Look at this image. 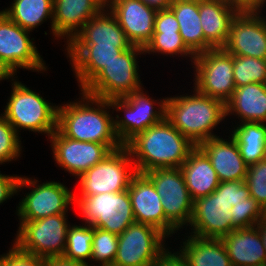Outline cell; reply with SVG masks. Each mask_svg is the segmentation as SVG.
Returning a JSON list of instances; mask_svg holds the SVG:
<instances>
[{"label": "cell", "instance_id": "6da1fadb", "mask_svg": "<svg viewBox=\"0 0 266 266\" xmlns=\"http://www.w3.org/2000/svg\"><path fill=\"white\" fill-rule=\"evenodd\" d=\"M80 91V101L58 105L57 129L73 140L101 143L112 150L122 147L115 132L114 117L109 112L110 101Z\"/></svg>", "mask_w": 266, "mask_h": 266}, {"label": "cell", "instance_id": "7a4b0ae2", "mask_svg": "<svg viewBox=\"0 0 266 266\" xmlns=\"http://www.w3.org/2000/svg\"><path fill=\"white\" fill-rule=\"evenodd\" d=\"M125 146L136 171L145 173L157 168L181 167L196 145L165 118L137 134Z\"/></svg>", "mask_w": 266, "mask_h": 266}, {"label": "cell", "instance_id": "3957f363", "mask_svg": "<svg viewBox=\"0 0 266 266\" xmlns=\"http://www.w3.org/2000/svg\"><path fill=\"white\" fill-rule=\"evenodd\" d=\"M167 97L166 119L193 144L199 145L214 135L213 129L226 118L225 104L199 93Z\"/></svg>", "mask_w": 266, "mask_h": 266}, {"label": "cell", "instance_id": "277c9868", "mask_svg": "<svg viewBox=\"0 0 266 266\" xmlns=\"http://www.w3.org/2000/svg\"><path fill=\"white\" fill-rule=\"evenodd\" d=\"M12 76V91L5 106L6 120L20 135L19 130H29L50 135L57 129L58 106L49 103L40 94Z\"/></svg>", "mask_w": 266, "mask_h": 266}, {"label": "cell", "instance_id": "5b68a950", "mask_svg": "<svg viewBox=\"0 0 266 266\" xmlns=\"http://www.w3.org/2000/svg\"><path fill=\"white\" fill-rule=\"evenodd\" d=\"M144 54V49L133 45L118 58L106 65L82 91L91 96L110 100L122 98L134 91L142 89L138 55Z\"/></svg>", "mask_w": 266, "mask_h": 266}, {"label": "cell", "instance_id": "8992f818", "mask_svg": "<svg viewBox=\"0 0 266 266\" xmlns=\"http://www.w3.org/2000/svg\"><path fill=\"white\" fill-rule=\"evenodd\" d=\"M154 100L143 89L132 92L122 98L110 99L112 111H124V118L116 115L114 128L118 139L125 146L137 134L166 118L167 97ZM157 102V103H156ZM159 108H156L154 106ZM156 108V110H155ZM158 110V111H157Z\"/></svg>", "mask_w": 266, "mask_h": 266}, {"label": "cell", "instance_id": "52a82bcc", "mask_svg": "<svg viewBox=\"0 0 266 266\" xmlns=\"http://www.w3.org/2000/svg\"><path fill=\"white\" fill-rule=\"evenodd\" d=\"M136 173L129 150L122 146L78 177L81 192L80 196L74 197L123 192L128 190L130 181Z\"/></svg>", "mask_w": 266, "mask_h": 266}, {"label": "cell", "instance_id": "ba28073f", "mask_svg": "<svg viewBox=\"0 0 266 266\" xmlns=\"http://www.w3.org/2000/svg\"><path fill=\"white\" fill-rule=\"evenodd\" d=\"M82 221L93 227L120 235L135 221L128 190L74 197Z\"/></svg>", "mask_w": 266, "mask_h": 266}, {"label": "cell", "instance_id": "9c48e42d", "mask_svg": "<svg viewBox=\"0 0 266 266\" xmlns=\"http://www.w3.org/2000/svg\"><path fill=\"white\" fill-rule=\"evenodd\" d=\"M37 182L39 181L34 178L19 177L17 193L22 188H32L17 206L16 212L20 221H34L56 214L68 213L69 205L75 204V194L63 183L46 181L39 184Z\"/></svg>", "mask_w": 266, "mask_h": 266}, {"label": "cell", "instance_id": "30bf717a", "mask_svg": "<svg viewBox=\"0 0 266 266\" xmlns=\"http://www.w3.org/2000/svg\"><path fill=\"white\" fill-rule=\"evenodd\" d=\"M67 217L64 213L34 221H19L14 244L23 252L46 259L63 256L70 226Z\"/></svg>", "mask_w": 266, "mask_h": 266}, {"label": "cell", "instance_id": "8fae6325", "mask_svg": "<svg viewBox=\"0 0 266 266\" xmlns=\"http://www.w3.org/2000/svg\"><path fill=\"white\" fill-rule=\"evenodd\" d=\"M191 62L196 72L194 88L226 104L236 88L233 55L223 48L210 49L197 54Z\"/></svg>", "mask_w": 266, "mask_h": 266}, {"label": "cell", "instance_id": "7c38bea8", "mask_svg": "<svg viewBox=\"0 0 266 266\" xmlns=\"http://www.w3.org/2000/svg\"><path fill=\"white\" fill-rule=\"evenodd\" d=\"M153 183L166 219L177 229L188 226L193 214V200L180 167L157 168L144 173Z\"/></svg>", "mask_w": 266, "mask_h": 266}, {"label": "cell", "instance_id": "4fadbf2b", "mask_svg": "<svg viewBox=\"0 0 266 266\" xmlns=\"http://www.w3.org/2000/svg\"><path fill=\"white\" fill-rule=\"evenodd\" d=\"M30 31L23 29L11 21L0 11V64L12 75H17L20 68L46 71L47 67L42 59ZM16 73V74H15Z\"/></svg>", "mask_w": 266, "mask_h": 266}, {"label": "cell", "instance_id": "5bb4252c", "mask_svg": "<svg viewBox=\"0 0 266 266\" xmlns=\"http://www.w3.org/2000/svg\"><path fill=\"white\" fill-rule=\"evenodd\" d=\"M166 238L158 229L134 222L118 235L117 255L112 266H152L166 250Z\"/></svg>", "mask_w": 266, "mask_h": 266}, {"label": "cell", "instance_id": "9a60e30c", "mask_svg": "<svg viewBox=\"0 0 266 266\" xmlns=\"http://www.w3.org/2000/svg\"><path fill=\"white\" fill-rule=\"evenodd\" d=\"M261 11H239L223 47L231 55L266 59V18Z\"/></svg>", "mask_w": 266, "mask_h": 266}, {"label": "cell", "instance_id": "2e32d148", "mask_svg": "<svg viewBox=\"0 0 266 266\" xmlns=\"http://www.w3.org/2000/svg\"><path fill=\"white\" fill-rule=\"evenodd\" d=\"M49 139L56 163L65 171L77 176L75 178L84 174L113 151L108 145L101 143L70 139L58 129Z\"/></svg>", "mask_w": 266, "mask_h": 266}, {"label": "cell", "instance_id": "e0dca14e", "mask_svg": "<svg viewBox=\"0 0 266 266\" xmlns=\"http://www.w3.org/2000/svg\"><path fill=\"white\" fill-rule=\"evenodd\" d=\"M133 215L137 223L150 225L166 237L177 233V229L166 219L161 197L144 173H136L128 188ZM176 231V232H175Z\"/></svg>", "mask_w": 266, "mask_h": 266}, {"label": "cell", "instance_id": "ac0fdd59", "mask_svg": "<svg viewBox=\"0 0 266 266\" xmlns=\"http://www.w3.org/2000/svg\"><path fill=\"white\" fill-rule=\"evenodd\" d=\"M232 205L214 192L193 202V214L189 226L192 233L201 238L221 239L231 231L232 226ZM194 233V234H193Z\"/></svg>", "mask_w": 266, "mask_h": 266}, {"label": "cell", "instance_id": "d6986e66", "mask_svg": "<svg viewBox=\"0 0 266 266\" xmlns=\"http://www.w3.org/2000/svg\"><path fill=\"white\" fill-rule=\"evenodd\" d=\"M106 6L131 44L144 48L152 39L157 9L140 0H107Z\"/></svg>", "mask_w": 266, "mask_h": 266}, {"label": "cell", "instance_id": "ffe728a7", "mask_svg": "<svg viewBox=\"0 0 266 266\" xmlns=\"http://www.w3.org/2000/svg\"><path fill=\"white\" fill-rule=\"evenodd\" d=\"M72 71L82 90L106 65L130 47L98 44H66ZM72 62V63H71ZM74 69V70H73Z\"/></svg>", "mask_w": 266, "mask_h": 266}, {"label": "cell", "instance_id": "44dd1931", "mask_svg": "<svg viewBox=\"0 0 266 266\" xmlns=\"http://www.w3.org/2000/svg\"><path fill=\"white\" fill-rule=\"evenodd\" d=\"M107 0H53V36L67 44L89 19L101 12Z\"/></svg>", "mask_w": 266, "mask_h": 266}, {"label": "cell", "instance_id": "7402d4cb", "mask_svg": "<svg viewBox=\"0 0 266 266\" xmlns=\"http://www.w3.org/2000/svg\"><path fill=\"white\" fill-rule=\"evenodd\" d=\"M220 137L204 140L197 146L208 156L220 182L245 180L248 165L243 160L235 139L231 136L227 141Z\"/></svg>", "mask_w": 266, "mask_h": 266}, {"label": "cell", "instance_id": "603a6c76", "mask_svg": "<svg viewBox=\"0 0 266 266\" xmlns=\"http://www.w3.org/2000/svg\"><path fill=\"white\" fill-rule=\"evenodd\" d=\"M238 12L230 0H199L204 39L212 49L225 46L231 21Z\"/></svg>", "mask_w": 266, "mask_h": 266}, {"label": "cell", "instance_id": "cb8c5ba5", "mask_svg": "<svg viewBox=\"0 0 266 266\" xmlns=\"http://www.w3.org/2000/svg\"><path fill=\"white\" fill-rule=\"evenodd\" d=\"M221 239L232 266L266 265V251L256 226L235 229Z\"/></svg>", "mask_w": 266, "mask_h": 266}, {"label": "cell", "instance_id": "d4e9b609", "mask_svg": "<svg viewBox=\"0 0 266 266\" xmlns=\"http://www.w3.org/2000/svg\"><path fill=\"white\" fill-rule=\"evenodd\" d=\"M68 44H98L132 47L115 15L106 6L89 19Z\"/></svg>", "mask_w": 266, "mask_h": 266}, {"label": "cell", "instance_id": "484cf974", "mask_svg": "<svg viewBox=\"0 0 266 266\" xmlns=\"http://www.w3.org/2000/svg\"><path fill=\"white\" fill-rule=\"evenodd\" d=\"M192 200L214 192L220 184L208 156L195 146L180 167Z\"/></svg>", "mask_w": 266, "mask_h": 266}, {"label": "cell", "instance_id": "4316f807", "mask_svg": "<svg viewBox=\"0 0 266 266\" xmlns=\"http://www.w3.org/2000/svg\"><path fill=\"white\" fill-rule=\"evenodd\" d=\"M225 108L226 116L236 115L241 123H266V84L251 83L235 88Z\"/></svg>", "mask_w": 266, "mask_h": 266}, {"label": "cell", "instance_id": "83f0119b", "mask_svg": "<svg viewBox=\"0 0 266 266\" xmlns=\"http://www.w3.org/2000/svg\"><path fill=\"white\" fill-rule=\"evenodd\" d=\"M169 8L179 23L185 45L195 54L212 49L205 41L199 16V0H173Z\"/></svg>", "mask_w": 266, "mask_h": 266}, {"label": "cell", "instance_id": "f1b7e54d", "mask_svg": "<svg viewBox=\"0 0 266 266\" xmlns=\"http://www.w3.org/2000/svg\"><path fill=\"white\" fill-rule=\"evenodd\" d=\"M179 252L188 266H232L222 239L185 236ZM182 247V248H181Z\"/></svg>", "mask_w": 266, "mask_h": 266}, {"label": "cell", "instance_id": "f546056e", "mask_svg": "<svg viewBox=\"0 0 266 266\" xmlns=\"http://www.w3.org/2000/svg\"><path fill=\"white\" fill-rule=\"evenodd\" d=\"M13 2L10 8L2 10L11 21L32 32L50 19L53 33V0H13Z\"/></svg>", "mask_w": 266, "mask_h": 266}, {"label": "cell", "instance_id": "4dcf8cb0", "mask_svg": "<svg viewBox=\"0 0 266 266\" xmlns=\"http://www.w3.org/2000/svg\"><path fill=\"white\" fill-rule=\"evenodd\" d=\"M230 133L248 166L266 159L265 123L242 122Z\"/></svg>", "mask_w": 266, "mask_h": 266}, {"label": "cell", "instance_id": "1f68e13d", "mask_svg": "<svg viewBox=\"0 0 266 266\" xmlns=\"http://www.w3.org/2000/svg\"><path fill=\"white\" fill-rule=\"evenodd\" d=\"M94 227L90 224L83 226L70 225L67 230L66 247L63 257L83 263L90 261Z\"/></svg>", "mask_w": 266, "mask_h": 266}, {"label": "cell", "instance_id": "d6a6232c", "mask_svg": "<svg viewBox=\"0 0 266 266\" xmlns=\"http://www.w3.org/2000/svg\"><path fill=\"white\" fill-rule=\"evenodd\" d=\"M233 75L236 88L251 84H266V59L233 55Z\"/></svg>", "mask_w": 266, "mask_h": 266}, {"label": "cell", "instance_id": "836d02e7", "mask_svg": "<svg viewBox=\"0 0 266 266\" xmlns=\"http://www.w3.org/2000/svg\"><path fill=\"white\" fill-rule=\"evenodd\" d=\"M144 54L180 55L195 59V54L185 45L179 32H154L152 39L143 48Z\"/></svg>", "mask_w": 266, "mask_h": 266}, {"label": "cell", "instance_id": "e575fe53", "mask_svg": "<svg viewBox=\"0 0 266 266\" xmlns=\"http://www.w3.org/2000/svg\"><path fill=\"white\" fill-rule=\"evenodd\" d=\"M117 248V234L94 227L91 261H99L98 266H112L117 255Z\"/></svg>", "mask_w": 266, "mask_h": 266}, {"label": "cell", "instance_id": "d590c367", "mask_svg": "<svg viewBox=\"0 0 266 266\" xmlns=\"http://www.w3.org/2000/svg\"><path fill=\"white\" fill-rule=\"evenodd\" d=\"M232 226L235 229L254 227L256 223L266 215V211L251 196L245 202H239L232 206Z\"/></svg>", "mask_w": 266, "mask_h": 266}, {"label": "cell", "instance_id": "8d00e7d4", "mask_svg": "<svg viewBox=\"0 0 266 266\" xmlns=\"http://www.w3.org/2000/svg\"><path fill=\"white\" fill-rule=\"evenodd\" d=\"M0 115V164L2 165L18 159L22 145L18 133L6 120L5 114Z\"/></svg>", "mask_w": 266, "mask_h": 266}, {"label": "cell", "instance_id": "74e56055", "mask_svg": "<svg viewBox=\"0 0 266 266\" xmlns=\"http://www.w3.org/2000/svg\"><path fill=\"white\" fill-rule=\"evenodd\" d=\"M245 182L250 196L266 211V159L248 166Z\"/></svg>", "mask_w": 266, "mask_h": 266}, {"label": "cell", "instance_id": "f35d334b", "mask_svg": "<svg viewBox=\"0 0 266 266\" xmlns=\"http://www.w3.org/2000/svg\"><path fill=\"white\" fill-rule=\"evenodd\" d=\"M8 251L0 255V266H46V258L23 252L14 243Z\"/></svg>", "mask_w": 266, "mask_h": 266}, {"label": "cell", "instance_id": "ab89813d", "mask_svg": "<svg viewBox=\"0 0 266 266\" xmlns=\"http://www.w3.org/2000/svg\"><path fill=\"white\" fill-rule=\"evenodd\" d=\"M214 193L221 195L232 206L239 202H245L246 198L250 196L245 180L220 182Z\"/></svg>", "mask_w": 266, "mask_h": 266}, {"label": "cell", "instance_id": "60d3db41", "mask_svg": "<svg viewBox=\"0 0 266 266\" xmlns=\"http://www.w3.org/2000/svg\"><path fill=\"white\" fill-rule=\"evenodd\" d=\"M154 32H179V23L170 8L157 10Z\"/></svg>", "mask_w": 266, "mask_h": 266}, {"label": "cell", "instance_id": "b9f144b4", "mask_svg": "<svg viewBox=\"0 0 266 266\" xmlns=\"http://www.w3.org/2000/svg\"><path fill=\"white\" fill-rule=\"evenodd\" d=\"M18 180L19 176L4 175L0 172V205L13 195H17Z\"/></svg>", "mask_w": 266, "mask_h": 266}, {"label": "cell", "instance_id": "7bdbcfd3", "mask_svg": "<svg viewBox=\"0 0 266 266\" xmlns=\"http://www.w3.org/2000/svg\"><path fill=\"white\" fill-rule=\"evenodd\" d=\"M152 266H188V263L180 252L172 253L167 248Z\"/></svg>", "mask_w": 266, "mask_h": 266}, {"label": "cell", "instance_id": "ee69618b", "mask_svg": "<svg viewBox=\"0 0 266 266\" xmlns=\"http://www.w3.org/2000/svg\"><path fill=\"white\" fill-rule=\"evenodd\" d=\"M239 11H260L266 0H230Z\"/></svg>", "mask_w": 266, "mask_h": 266}, {"label": "cell", "instance_id": "f6af8a7d", "mask_svg": "<svg viewBox=\"0 0 266 266\" xmlns=\"http://www.w3.org/2000/svg\"><path fill=\"white\" fill-rule=\"evenodd\" d=\"M46 266H91V265L88 263L69 260V259L64 258L63 256H59V257L47 258Z\"/></svg>", "mask_w": 266, "mask_h": 266}, {"label": "cell", "instance_id": "bcb514c9", "mask_svg": "<svg viewBox=\"0 0 266 266\" xmlns=\"http://www.w3.org/2000/svg\"><path fill=\"white\" fill-rule=\"evenodd\" d=\"M140 1L157 10H161L169 8L173 0H140Z\"/></svg>", "mask_w": 266, "mask_h": 266}, {"label": "cell", "instance_id": "7dc6e473", "mask_svg": "<svg viewBox=\"0 0 266 266\" xmlns=\"http://www.w3.org/2000/svg\"><path fill=\"white\" fill-rule=\"evenodd\" d=\"M257 229L259 230L263 246L266 251V215L263 216L255 225Z\"/></svg>", "mask_w": 266, "mask_h": 266}, {"label": "cell", "instance_id": "c3c4849f", "mask_svg": "<svg viewBox=\"0 0 266 266\" xmlns=\"http://www.w3.org/2000/svg\"><path fill=\"white\" fill-rule=\"evenodd\" d=\"M12 75L0 64V81L10 79Z\"/></svg>", "mask_w": 266, "mask_h": 266}]
</instances>
